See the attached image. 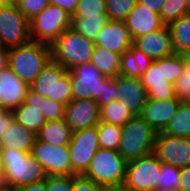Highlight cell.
Segmentation results:
<instances>
[{
	"instance_id": "54",
	"label": "cell",
	"mask_w": 190,
	"mask_h": 191,
	"mask_svg": "<svg viewBox=\"0 0 190 191\" xmlns=\"http://www.w3.org/2000/svg\"><path fill=\"white\" fill-rule=\"evenodd\" d=\"M187 9H188V13H190V0H188V6H187Z\"/></svg>"
},
{
	"instance_id": "8",
	"label": "cell",
	"mask_w": 190,
	"mask_h": 191,
	"mask_svg": "<svg viewBox=\"0 0 190 191\" xmlns=\"http://www.w3.org/2000/svg\"><path fill=\"white\" fill-rule=\"evenodd\" d=\"M72 15L59 6L48 5L30 22V39L51 44L67 29L71 28Z\"/></svg>"
},
{
	"instance_id": "36",
	"label": "cell",
	"mask_w": 190,
	"mask_h": 191,
	"mask_svg": "<svg viewBox=\"0 0 190 191\" xmlns=\"http://www.w3.org/2000/svg\"><path fill=\"white\" fill-rule=\"evenodd\" d=\"M164 79L175 85L176 81L183 72L184 55L172 54L162 58Z\"/></svg>"
},
{
	"instance_id": "3",
	"label": "cell",
	"mask_w": 190,
	"mask_h": 191,
	"mask_svg": "<svg viewBox=\"0 0 190 191\" xmlns=\"http://www.w3.org/2000/svg\"><path fill=\"white\" fill-rule=\"evenodd\" d=\"M157 134L140 115H135L122 126L117 151L127 162L149 155L153 153Z\"/></svg>"
},
{
	"instance_id": "28",
	"label": "cell",
	"mask_w": 190,
	"mask_h": 191,
	"mask_svg": "<svg viewBox=\"0 0 190 191\" xmlns=\"http://www.w3.org/2000/svg\"><path fill=\"white\" fill-rule=\"evenodd\" d=\"M133 113L119 100L100 106V122L125 125L132 117Z\"/></svg>"
},
{
	"instance_id": "53",
	"label": "cell",
	"mask_w": 190,
	"mask_h": 191,
	"mask_svg": "<svg viewBox=\"0 0 190 191\" xmlns=\"http://www.w3.org/2000/svg\"><path fill=\"white\" fill-rule=\"evenodd\" d=\"M5 4H7V3H6V0H0V6H1V5H5Z\"/></svg>"
},
{
	"instance_id": "56",
	"label": "cell",
	"mask_w": 190,
	"mask_h": 191,
	"mask_svg": "<svg viewBox=\"0 0 190 191\" xmlns=\"http://www.w3.org/2000/svg\"><path fill=\"white\" fill-rule=\"evenodd\" d=\"M4 110H5V109L0 106V114H1Z\"/></svg>"
},
{
	"instance_id": "34",
	"label": "cell",
	"mask_w": 190,
	"mask_h": 191,
	"mask_svg": "<svg viewBox=\"0 0 190 191\" xmlns=\"http://www.w3.org/2000/svg\"><path fill=\"white\" fill-rule=\"evenodd\" d=\"M188 0H166L159 13L162 23L169 26L182 15L188 14Z\"/></svg>"
},
{
	"instance_id": "37",
	"label": "cell",
	"mask_w": 190,
	"mask_h": 191,
	"mask_svg": "<svg viewBox=\"0 0 190 191\" xmlns=\"http://www.w3.org/2000/svg\"><path fill=\"white\" fill-rule=\"evenodd\" d=\"M174 86L176 97L181 102H190V55H184L183 72Z\"/></svg>"
},
{
	"instance_id": "10",
	"label": "cell",
	"mask_w": 190,
	"mask_h": 191,
	"mask_svg": "<svg viewBox=\"0 0 190 191\" xmlns=\"http://www.w3.org/2000/svg\"><path fill=\"white\" fill-rule=\"evenodd\" d=\"M161 161L151 153L127 163L123 186L131 191H156Z\"/></svg>"
},
{
	"instance_id": "51",
	"label": "cell",
	"mask_w": 190,
	"mask_h": 191,
	"mask_svg": "<svg viewBox=\"0 0 190 191\" xmlns=\"http://www.w3.org/2000/svg\"><path fill=\"white\" fill-rule=\"evenodd\" d=\"M0 191H18V188L12 185L6 184L5 186L0 188Z\"/></svg>"
},
{
	"instance_id": "48",
	"label": "cell",
	"mask_w": 190,
	"mask_h": 191,
	"mask_svg": "<svg viewBox=\"0 0 190 191\" xmlns=\"http://www.w3.org/2000/svg\"><path fill=\"white\" fill-rule=\"evenodd\" d=\"M9 67V49L0 46V71Z\"/></svg>"
},
{
	"instance_id": "30",
	"label": "cell",
	"mask_w": 190,
	"mask_h": 191,
	"mask_svg": "<svg viewBox=\"0 0 190 191\" xmlns=\"http://www.w3.org/2000/svg\"><path fill=\"white\" fill-rule=\"evenodd\" d=\"M107 22L108 18L72 17L71 28L87 39L95 41L101 28Z\"/></svg>"
},
{
	"instance_id": "26",
	"label": "cell",
	"mask_w": 190,
	"mask_h": 191,
	"mask_svg": "<svg viewBox=\"0 0 190 191\" xmlns=\"http://www.w3.org/2000/svg\"><path fill=\"white\" fill-rule=\"evenodd\" d=\"M174 52L190 55V13L182 15L169 25Z\"/></svg>"
},
{
	"instance_id": "1",
	"label": "cell",
	"mask_w": 190,
	"mask_h": 191,
	"mask_svg": "<svg viewBox=\"0 0 190 191\" xmlns=\"http://www.w3.org/2000/svg\"><path fill=\"white\" fill-rule=\"evenodd\" d=\"M73 99H93L100 106L117 100L116 77L104 76L91 62L69 71Z\"/></svg>"
},
{
	"instance_id": "46",
	"label": "cell",
	"mask_w": 190,
	"mask_h": 191,
	"mask_svg": "<svg viewBox=\"0 0 190 191\" xmlns=\"http://www.w3.org/2000/svg\"><path fill=\"white\" fill-rule=\"evenodd\" d=\"M181 191H190V165L180 169Z\"/></svg>"
},
{
	"instance_id": "35",
	"label": "cell",
	"mask_w": 190,
	"mask_h": 191,
	"mask_svg": "<svg viewBox=\"0 0 190 191\" xmlns=\"http://www.w3.org/2000/svg\"><path fill=\"white\" fill-rule=\"evenodd\" d=\"M138 0H106L108 20L125 21Z\"/></svg>"
},
{
	"instance_id": "24",
	"label": "cell",
	"mask_w": 190,
	"mask_h": 191,
	"mask_svg": "<svg viewBox=\"0 0 190 191\" xmlns=\"http://www.w3.org/2000/svg\"><path fill=\"white\" fill-rule=\"evenodd\" d=\"M153 60L133 46L121 55L120 75L140 78Z\"/></svg>"
},
{
	"instance_id": "6",
	"label": "cell",
	"mask_w": 190,
	"mask_h": 191,
	"mask_svg": "<svg viewBox=\"0 0 190 191\" xmlns=\"http://www.w3.org/2000/svg\"><path fill=\"white\" fill-rule=\"evenodd\" d=\"M127 163L117 150L99 148L83 176L104 187L123 186Z\"/></svg>"
},
{
	"instance_id": "45",
	"label": "cell",
	"mask_w": 190,
	"mask_h": 191,
	"mask_svg": "<svg viewBox=\"0 0 190 191\" xmlns=\"http://www.w3.org/2000/svg\"><path fill=\"white\" fill-rule=\"evenodd\" d=\"M166 0H138V3L147 7L150 11L159 14Z\"/></svg>"
},
{
	"instance_id": "20",
	"label": "cell",
	"mask_w": 190,
	"mask_h": 191,
	"mask_svg": "<svg viewBox=\"0 0 190 191\" xmlns=\"http://www.w3.org/2000/svg\"><path fill=\"white\" fill-rule=\"evenodd\" d=\"M29 86L9 67L0 71V106L14 110L24 102Z\"/></svg>"
},
{
	"instance_id": "43",
	"label": "cell",
	"mask_w": 190,
	"mask_h": 191,
	"mask_svg": "<svg viewBox=\"0 0 190 191\" xmlns=\"http://www.w3.org/2000/svg\"><path fill=\"white\" fill-rule=\"evenodd\" d=\"M15 120L13 110H4L0 114V140L3 138V134L11 127V123Z\"/></svg>"
},
{
	"instance_id": "17",
	"label": "cell",
	"mask_w": 190,
	"mask_h": 191,
	"mask_svg": "<svg viewBox=\"0 0 190 191\" xmlns=\"http://www.w3.org/2000/svg\"><path fill=\"white\" fill-rule=\"evenodd\" d=\"M94 43L95 46L106 48L109 51L122 55L132 47L133 39L125 21L108 20L101 28Z\"/></svg>"
},
{
	"instance_id": "23",
	"label": "cell",
	"mask_w": 190,
	"mask_h": 191,
	"mask_svg": "<svg viewBox=\"0 0 190 191\" xmlns=\"http://www.w3.org/2000/svg\"><path fill=\"white\" fill-rule=\"evenodd\" d=\"M37 140L54 144V145H69L73 131L65 119L46 121L39 129Z\"/></svg>"
},
{
	"instance_id": "2",
	"label": "cell",
	"mask_w": 190,
	"mask_h": 191,
	"mask_svg": "<svg viewBox=\"0 0 190 191\" xmlns=\"http://www.w3.org/2000/svg\"><path fill=\"white\" fill-rule=\"evenodd\" d=\"M51 46L30 40L9 49V68L29 87L51 61Z\"/></svg>"
},
{
	"instance_id": "38",
	"label": "cell",
	"mask_w": 190,
	"mask_h": 191,
	"mask_svg": "<svg viewBox=\"0 0 190 191\" xmlns=\"http://www.w3.org/2000/svg\"><path fill=\"white\" fill-rule=\"evenodd\" d=\"M21 13L31 20L49 5V0H19L16 4Z\"/></svg>"
},
{
	"instance_id": "39",
	"label": "cell",
	"mask_w": 190,
	"mask_h": 191,
	"mask_svg": "<svg viewBox=\"0 0 190 191\" xmlns=\"http://www.w3.org/2000/svg\"><path fill=\"white\" fill-rule=\"evenodd\" d=\"M65 106L66 104L45 97V107L42 114L46 121L62 120L65 118Z\"/></svg>"
},
{
	"instance_id": "52",
	"label": "cell",
	"mask_w": 190,
	"mask_h": 191,
	"mask_svg": "<svg viewBox=\"0 0 190 191\" xmlns=\"http://www.w3.org/2000/svg\"><path fill=\"white\" fill-rule=\"evenodd\" d=\"M19 0H6V3L17 4Z\"/></svg>"
},
{
	"instance_id": "12",
	"label": "cell",
	"mask_w": 190,
	"mask_h": 191,
	"mask_svg": "<svg viewBox=\"0 0 190 191\" xmlns=\"http://www.w3.org/2000/svg\"><path fill=\"white\" fill-rule=\"evenodd\" d=\"M32 157L44 168L48 176H73L68 145H54L35 141Z\"/></svg>"
},
{
	"instance_id": "16",
	"label": "cell",
	"mask_w": 190,
	"mask_h": 191,
	"mask_svg": "<svg viewBox=\"0 0 190 191\" xmlns=\"http://www.w3.org/2000/svg\"><path fill=\"white\" fill-rule=\"evenodd\" d=\"M134 48L144 52L152 60L174 54L172 33L169 26L133 39Z\"/></svg>"
},
{
	"instance_id": "9",
	"label": "cell",
	"mask_w": 190,
	"mask_h": 191,
	"mask_svg": "<svg viewBox=\"0 0 190 191\" xmlns=\"http://www.w3.org/2000/svg\"><path fill=\"white\" fill-rule=\"evenodd\" d=\"M30 22L16 4L0 6V46L20 47L30 41Z\"/></svg>"
},
{
	"instance_id": "18",
	"label": "cell",
	"mask_w": 190,
	"mask_h": 191,
	"mask_svg": "<svg viewBox=\"0 0 190 191\" xmlns=\"http://www.w3.org/2000/svg\"><path fill=\"white\" fill-rule=\"evenodd\" d=\"M140 80L149 99L176 98L175 86L164 79L162 58L153 60Z\"/></svg>"
},
{
	"instance_id": "47",
	"label": "cell",
	"mask_w": 190,
	"mask_h": 191,
	"mask_svg": "<svg viewBox=\"0 0 190 191\" xmlns=\"http://www.w3.org/2000/svg\"><path fill=\"white\" fill-rule=\"evenodd\" d=\"M18 191H47L45 180L17 187Z\"/></svg>"
},
{
	"instance_id": "27",
	"label": "cell",
	"mask_w": 190,
	"mask_h": 191,
	"mask_svg": "<svg viewBox=\"0 0 190 191\" xmlns=\"http://www.w3.org/2000/svg\"><path fill=\"white\" fill-rule=\"evenodd\" d=\"M161 133L190 138V102H180L176 113Z\"/></svg>"
},
{
	"instance_id": "55",
	"label": "cell",
	"mask_w": 190,
	"mask_h": 191,
	"mask_svg": "<svg viewBox=\"0 0 190 191\" xmlns=\"http://www.w3.org/2000/svg\"><path fill=\"white\" fill-rule=\"evenodd\" d=\"M1 152V149H0ZM0 168H2L1 153H0Z\"/></svg>"
},
{
	"instance_id": "7",
	"label": "cell",
	"mask_w": 190,
	"mask_h": 191,
	"mask_svg": "<svg viewBox=\"0 0 190 191\" xmlns=\"http://www.w3.org/2000/svg\"><path fill=\"white\" fill-rule=\"evenodd\" d=\"M30 88L43 97L66 105L73 99L69 72L52 59L36 77Z\"/></svg>"
},
{
	"instance_id": "21",
	"label": "cell",
	"mask_w": 190,
	"mask_h": 191,
	"mask_svg": "<svg viewBox=\"0 0 190 191\" xmlns=\"http://www.w3.org/2000/svg\"><path fill=\"white\" fill-rule=\"evenodd\" d=\"M125 24L132 39L161 29L164 26L159 14L150 11L138 2L125 19Z\"/></svg>"
},
{
	"instance_id": "19",
	"label": "cell",
	"mask_w": 190,
	"mask_h": 191,
	"mask_svg": "<svg viewBox=\"0 0 190 191\" xmlns=\"http://www.w3.org/2000/svg\"><path fill=\"white\" fill-rule=\"evenodd\" d=\"M180 100L171 99H147L143 107L141 117L158 133L162 132L169 120L174 116L180 104Z\"/></svg>"
},
{
	"instance_id": "50",
	"label": "cell",
	"mask_w": 190,
	"mask_h": 191,
	"mask_svg": "<svg viewBox=\"0 0 190 191\" xmlns=\"http://www.w3.org/2000/svg\"><path fill=\"white\" fill-rule=\"evenodd\" d=\"M104 191H131L124 186L105 187Z\"/></svg>"
},
{
	"instance_id": "40",
	"label": "cell",
	"mask_w": 190,
	"mask_h": 191,
	"mask_svg": "<svg viewBox=\"0 0 190 191\" xmlns=\"http://www.w3.org/2000/svg\"><path fill=\"white\" fill-rule=\"evenodd\" d=\"M45 184L47 191H71L72 176H47Z\"/></svg>"
},
{
	"instance_id": "41",
	"label": "cell",
	"mask_w": 190,
	"mask_h": 191,
	"mask_svg": "<svg viewBox=\"0 0 190 191\" xmlns=\"http://www.w3.org/2000/svg\"><path fill=\"white\" fill-rule=\"evenodd\" d=\"M105 187L83 175L72 176L71 191H104Z\"/></svg>"
},
{
	"instance_id": "13",
	"label": "cell",
	"mask_w": 190,
	"mask_h": 191,
	"mask_svg": "<svg viewBox=\"0 0 190 191\" xmlns=\"http://www.w3.org/2000/svg\"><path fill=\"white\" fill-rule=\"evenodd\" d=\"M153 153L161 162L180 169L184 168L190 165V138L159 132L156 136Z\"/></svg>"
},
{
	"instance_id": "31",
	"label": "cell",
	"mask_w": 190,
	"mask_h": 191,
	"mask_svg": "<svg viewBox=\"0 0 190 191\" xmlns=\"http://www.w3.org/2000/svg\"><path fill=\"white\" fill-rule=\"evenodd\" d=\"M121 132V126L99 122L97 125V133L100 148L117 150L120 143Z\"/></svg>"
},
{
	"instance_id": "42",
	"label": "cell",
	"mask_w": 190,
	"mask_h": 191,
	"mask_svg": "<svg viewBox=\"0 0 190 191\" xmlns=\"http://www.w3.org/2000/svg\"><path fill=\"white\" fill-rule=\"evenodd\" d=\"M24 103L31 106V108H37L43 112L45 107V97L33 91L29 87L24 98Z\"/></svg>"
},
{
	"instance_id": "22",
	"label": "cell",
	"mask_w": 190,
	"mask_h": 191,
	"mask_svg": "<svg viewBox=\"0 0 190 191\" xmlns=\"http://www.w3.org/2000/svg\"><path fill=\"white\" fill-rule=\"evenodd\" d=\"M37 139L36 133L28 130L14 120L0 140V149L10 148L13 150L31 153Z\"/></svg>"
},
{
	"instance_id": "25",
	"label": "cell",
	"mask_w": 190,
	"mask_h": 191,
	"mask_svg": "<svg viewBox=\"0 0 190 191\" xmlns=\"http://www.w3.org/2000/svg\"><path fill=\"white\" fill-rule=\"evenodd\" d=\"M104 76L115 78L120 75L121 54L95 46L90 61Z\"/></svg>"
},
{
	"instance_id": "49",
	"label": "cell",
	"mask_w": 190,
	"mask_h": 191,
	"mask_svg": "<svg viewBox=\"0 0 190 191\" xmlns=\"http://www.w3.org/2000/svg\"><path fill=\"white\" fill-rule=\"evenodd\" d=\"M7 183L6 174L3 168H0V188L5 186Z\"/></svg>"
},
{
	"instance_id": "4",
	"label": "cell",
	"mask_w": 190,
	"mask_h": 191,
	"mask_svg": "<svg viewBox=\"0 0 190 191\" xmlns=\"http://www.w3.org/2000/svg\"><path fill=\"white\" fill-rule=\"evenodd\" d=\"M2 168L5 171L7 183L14 187L43 181L47 174L42 165L32 157L31 153L1 149Z\"/></svg>"
},
{
	"instance_id": "33",
	"label": "cell",
	"mask_w": 190,
	"mask_h": 191,
	"mask_svg": "<svg viewBox=\"0 0 190 191\" xmlns=\"http://www.w3.org/2000/svg\"><path fill=\"white\" fill-rule=\"evenodd\" d=\"M72 17L107 18L106 0H79Z\"/></svg>"
},
{
	"instance_id": "11",
	"label": "cell",
	"mask_w": 190,
	"mask_h": 191,
	"mask_svg": "<svg viewBox=\"0 0 190 191\" xmlns=\"http://www.w3.org/2000/svg\"><path fill=\"white\" fill-rule=\"evenodd\" d=\"M68 147L72 172L83 175L100 148L97 126L74 131Z\"/></svg>"
},
{
	"instance_id": "15",
	"label": "cell",
	"mask_w": 190,
	"mask_h": 191,
	"mask_svg": "<svg viewBox=\"0 0 190 191\" xmlns=\"http://www.w3.org/2000/svg\"><path fill=\"white\" fill-rule=\"evenodd\" d=\"M116 95L117 100L127 106L134 116L141 115L148 99V93L140 78L124 75L116 76Z\"/></svg>"
},
{
	"instance_id": "5",
	"label": "cell",
	"mask_w": 190,
	"mask_h": 191,
	"mask_svg": "<svg viewBox=\"0 0 190 191\" xmlns=\"http://www.w3.org/2000/svg\"><path fill=\"white\" fill-rule=\"evenodd\" d=\"M94 48V41L69 28L51 44V56L69 71L76 65L89 63Z\"/></svg>"
},
{
	"instance_id": "32",
	"label": "cell",
	"mask_w": 190,
	"mask_h": 191,
	"mask_svg": "<svg viewBox=\"0 0 190 191\" xmlns=\"http://www.w3.org/2000/svg\"><path fill=\"white\" fill-rule=\"evenodd\" d=\"M156 191H181L180 168L161 162Z\"/></svg>"
},
{
	"instance_id": "14",
	"label": "cell",
	"mask_w": 190,
	"mask_h": 191,
	"mask_svg": "<svg viewBox=\"0 0 190 191\" xmlns=\"http://www.w3.org/2000/svg\"><path fill=\"white\" fill-rule=\"evenodd\" d=\"M64 119L73 132L97 126L100 122V105L93 99H72L65 106Z\"/></svg>"
},
{
	"instance_id": "44",
	"label": "cell",
	"mask_w": 190,
	"mask_h": 191,
	"mask_svg": "<svg viewBox=\"0 0 190 191\" xmlns=\"http://www.w3.org/2000/svg\"><path fill=\"white\" fill-rule=\"evenodd\" d=\"M79 0H49L50 5L59 6L67 11L70 15H73Z\"/></svg>"
},
{
	"instance_id": "29",
	"label": "cell",
	"mask_w": 190,
	"mask_h": 191,
	"mask_svg": "<svg viewBox=\"0 0 190 191\" xmlns=\"http://www.w3.org/2000/svg\"><path fill=\"white\" fill-rule=\"evenodd\" d=\"M13 112L14 118L17 122L36 134L46 122L40 109L31 108V106L26 105L24 102L15 108Z\"/></svg>"
}]
</instances>
